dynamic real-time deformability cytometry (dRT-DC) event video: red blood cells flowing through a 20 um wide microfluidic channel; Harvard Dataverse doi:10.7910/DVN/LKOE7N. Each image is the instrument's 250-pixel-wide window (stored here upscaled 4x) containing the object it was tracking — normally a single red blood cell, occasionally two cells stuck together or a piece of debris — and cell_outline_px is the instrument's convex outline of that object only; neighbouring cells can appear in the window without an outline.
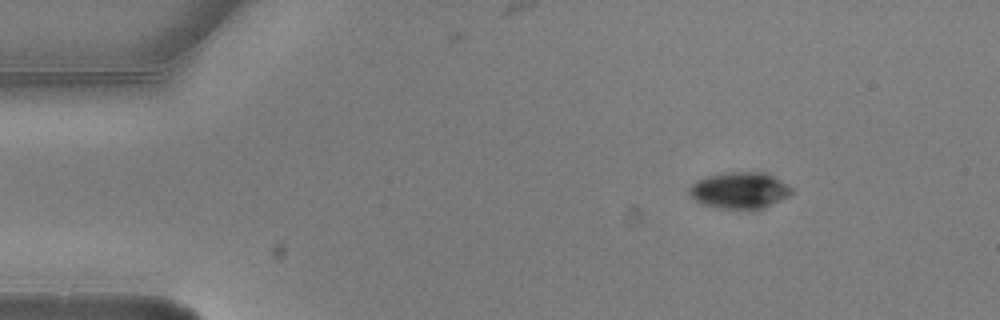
{"species": "common noctule bat (a hibernating species)", "species_latin": "Nyctalus noctula", "temperature_condition": "warm", "stored_images_in_passage": 3, "camera_frame_rate_fps": 3000, "um_per_image_px": 0.085, "animal": {"sex": "male", "body_mass_g": 20.5, "forearm_length_mm": 52.5}, "frame": {"image": 1, "passage_image": 1, "time_ms": 0.0, "image_size_px": [1000, 320], "cell_outline_px": [[792, 192], [788, 196], [764, 208], [748, 212], [720, 208], [700, 204], [688, 192], [688, 188], [696, 180], [720, 172], [768, 172], [792, 188]], "centroid_in_image_um": [62.86, 16.2], "position_along_channel_um": 22.1, "area_um2": 22.31}}